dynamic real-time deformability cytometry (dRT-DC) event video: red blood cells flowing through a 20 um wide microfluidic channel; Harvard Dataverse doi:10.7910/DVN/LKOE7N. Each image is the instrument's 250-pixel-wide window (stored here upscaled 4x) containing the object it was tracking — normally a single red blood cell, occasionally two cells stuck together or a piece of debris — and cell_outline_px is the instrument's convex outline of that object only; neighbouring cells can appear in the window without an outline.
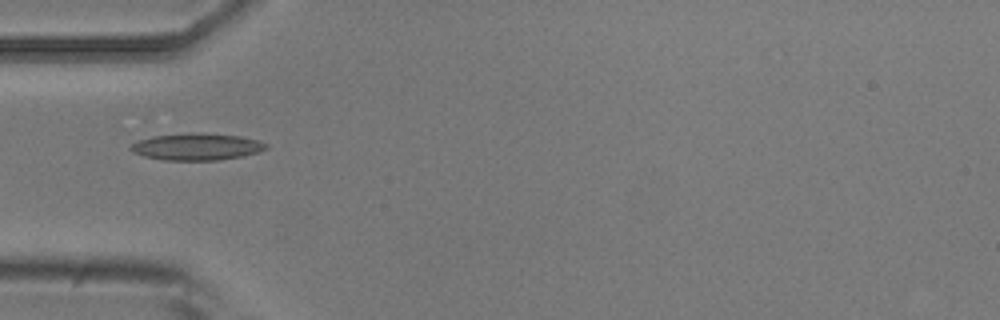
{"species": "common noctule bat (a hibernating species)", "species_latin": "Nyctalus noctula", "temperature_condition": "room temperature", "stored_images_in_passage": 7, "camera_frame_rate_fps": 3000, "um_per_image_px": 0.085, "animal": {"sex": "male", "body_mass_g": 20.5, "forearm_length_mm": 52.5}, "frame": {"image": 1, "passage_image": 4, "time_ms": 3.333, "image_size_px": [1000, 320], "cell_outline_px": [[268, 148], [260, 152], [244, 156], [220, 160], [164, 160], [144, 156], [132, 152], [128, 148], [136, 140], [152, 136], [204, 132], [240, 136], [260, 140], [268, 144]], "centroid_in_image_um": [16.76, 12.47], "position_along_channel_um": 68.2, "area_um2": 21.5}}
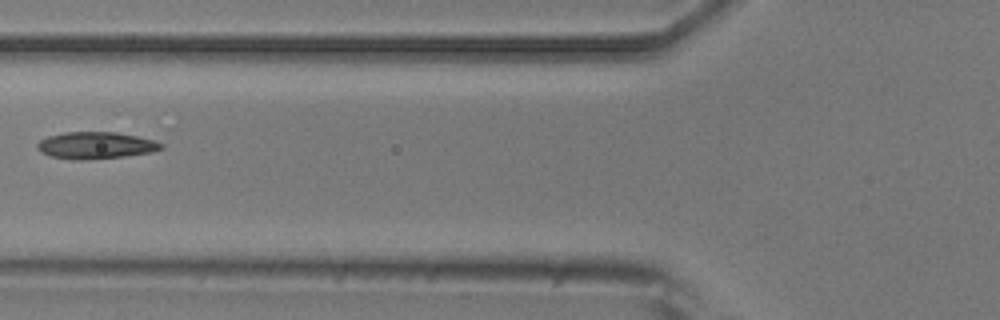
{"frame": {"image": 2, "passage_image": 5, "time_ms": 4.667, "image_size_px": [1000, 320], "cell_outline_px": [[164, 148], [152, 152], [124, 156], [88, 160], [72, 160], [48, 156], [40, 152], [36, 148], [36, 144], [40, 140], [48, 136], [64, 132], [116, 132], [156, 140], [164, 144]], "centroid_in_image_um": [8.12, 12.36], "position_along_channel_um": 117.7, "area_um2": 19.71}}
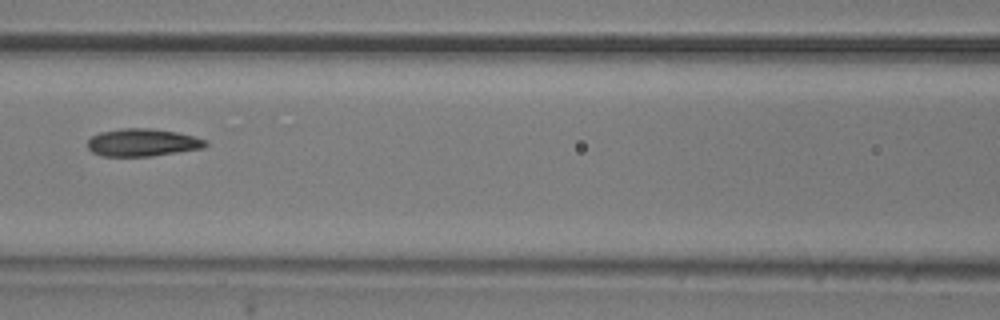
{"frame": {"image": 3, "passage_image": 6, "time_ms": 5.667, "image_size_px": [1000, 320], "cell_outline_px": [[208, 144], [204, 148], [152, 156], [100, 156], [92, 152], [88, 148], [88, 140], [92, 136], [100, 132], [120, 128], [152, 128], [176, 132], [208, 140]], "centroid_in_image_um": [12.11, 12.11], "position_along_channel_um": 154.5, "area_um2": 19.07}}